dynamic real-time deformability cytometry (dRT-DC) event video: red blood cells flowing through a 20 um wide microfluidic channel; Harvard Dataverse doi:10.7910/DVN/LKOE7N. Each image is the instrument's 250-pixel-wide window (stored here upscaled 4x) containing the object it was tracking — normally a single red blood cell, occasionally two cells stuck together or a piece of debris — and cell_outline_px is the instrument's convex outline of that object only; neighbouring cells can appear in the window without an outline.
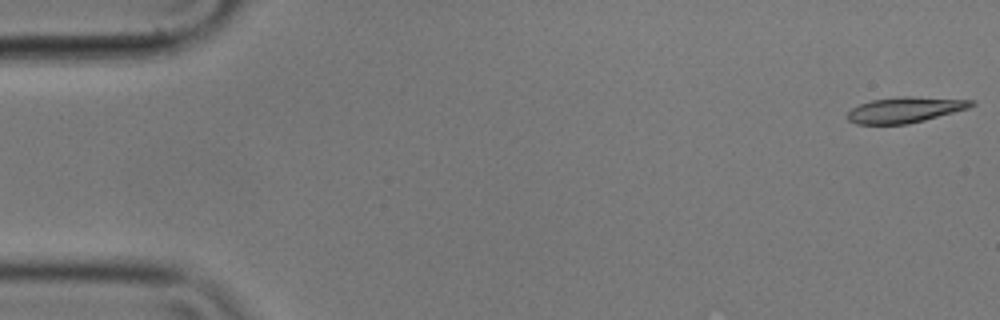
{"species": "common noctule bat (a hibernating species)", "species_latin": "Nyctalus noctula", "temperature_condition": "cold", "stored_images_in_passage": 48, "camera_frame_rate_fps": 3000, "um_per_image_px": 0.085, "animal": {"sex": "male", "body_mass_g": 17.9}, "frame": {"image": 1, "passage_image": 1, "time_ms": 0.0, "image_size_px": [1000, 320], "cell_outline_px": [[976, 104], [968, 108], [924, 120], [908, 124], [856, 124], [848, 120], [848, 112], [852, 108], [860, 104], [872, 100], [900, 96], [908, 96], [976, 100]], "centroid_in_image_um": [76.94, 9.33], "position_along_channel_um": 8.1, "area_um2": 18.44}}
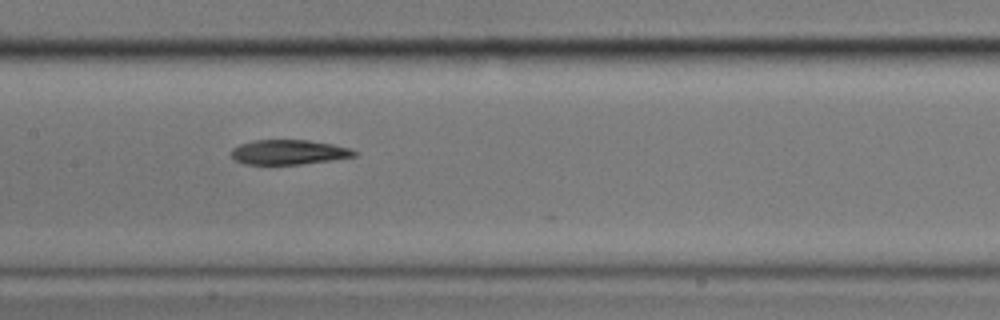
{"frame": {"image": 2, "passage_image": 27, "time_ms": 8.667, "image_size_px": [1000, 320], "cell_outline_px": [[360, 152], [356, 156], [332, 160], [300, 164], [244, 164], [236, 160], [232, 156], [232, 148], [240, 144], [256, 140], [308, 140], [332, 144], [348, 148]], "centroid_in_image_um": [24.57, 12.93], "position_along_channel_um": 182.8, "area_um2": 17.63}}
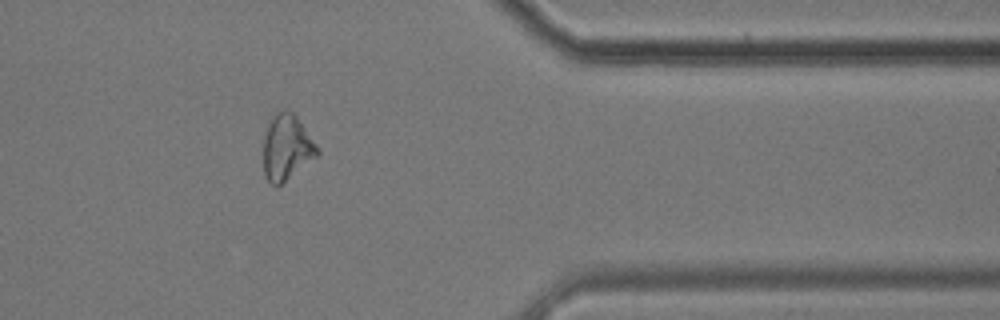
{"frame": {"image": 3, "passage_image": 46, "time_ms": 15.0, "image_size_px": [1000, 320], "cell_outline_px": [[320, 152], [316, 156], [276, 188], [264, 176], [264, 132], [268, 120], [276, 112], [284, 108], [288, 108], [296, 116], [320, 148]], "centroid_in_image_um": [24.35, 12.49], "position_along_channel_um": 387.1, "area_um2": 20.75}, "authors_computed_cell_mechanics": {"area_um2": 19.1029, "velocity_mm_per_s": 3.5086, "shape_relaxation_time_tau1_ms": 8.5105, "shape_relaxation_time_tau2_ms": 10.7719, "deformation_change_tau1": 0.2133, "deformation_change_tau2": 0.2131}}